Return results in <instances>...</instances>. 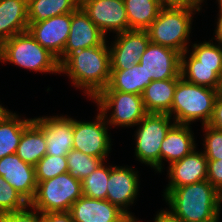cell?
Returning <instances> with one entry per match:
<instances>
[{
	"label": "cell",
	"instance_id": "25",
	"mask_svg": "<svg viewBox=\"0 0 222 222\" xmlns=\"http://www.w3.org/2000/svg\"><path fill=\"white\" fill-rule=\"evenodd\" d=\"M33 120L21 119L8 109L0 117V159L16 153L24 128Z\"/></svg>",
	"mask_w": 222,
	"mask_h": 222
},
{
	"label": "cell",
	"instance_id": "43",
	"mask_svg": "<svg viewBox=\"0 0 222 222\" xmlns=\"http://www.w3.org/2000/svg\"><path fill=\"white\" fill-rule=\"evenodd\" d=\"M6 110H7V109L4 108V106H2V105L0 104V117L3 115V113H4Z\"/></svg>",
	"mask_w": 222,
	"mask_h": 222
},
{
	"label": "cell",
	"instance_id": "21",
	"mask_svg": "<svg viewBox=\"0 0 222 222\" xmlns=\"http://www.w3.org/2000/svg\"><path fill=\"white\" fill-rule=\"evenodd\" d=\"M28 0H0V44L28 30Z\"/></svg>",
	"mask_w": 222,
	"mask_h": 222
},
{
	"label": "cell",
	"instance_id": "1",
	"mask_svg": "<svg viewBox=\"0 0 222 222\" xmlns=\"http://www.w3.org/2000/svg\"><path fill=\"white\" fill-rule=\"evenodd\" d=\"M163 196L183 222H219L222 194L207 180L166 188Z\"/></svg>",
	"mask_w": 222,
	"mask_h": 222
},
{
	"label": "cell",
	"instance_id": "38",
	"mask_svg": "<svg viewBox=\"0 0 222 222\" xmlns=\"http://www.w3.org/2000/svg\"><path fill=\"white\" fill-rule=\"evenodd\" d=\"M42 222H74L71 213L66 212H46L42 213Z\"/></svg>",
	"mask_w": 222,
	"mask_h": 222
},
{
	"label": "cell",
	"instance_id": "4",
	"mask_svg": "<svg viewBox=\"0 0 222 222\" xmlns=\"http://www.w3.org/2000/svg\"><path fill=\"white\" fill-rule=\"evenodd\" d=\"M219 91L190 83L182 77L175 89L171 110L167 113L177 124H191L202 120V125L210 122ZM175 114V115H174Z\"/></svg>",
	"mask_w": 222,
	"mask_h": 222
},
{
	"label": "cell",
	"instance_id": "35",
	"mask_svg": "<svg viewBox=\"0 0 222 222\" xmlns=\"http://www.w3.org/2000/svg\"><path fill=\"white\" fill-rule=\"evenodd\" d=\"M29 208L30 206L17 212L3 214L0 216V222H42V213Z\"/></svg>",
	"mask_w": 222,
	"mask_h": 222
},
{
	"label": "cell",
	"instance_id": "20",
	"mask_svg": "<svg viewBox=\"0 0 222 222\" xmlns=\"http://www.w3.org/2000/svg\"><path fill=\"white\" fill-rule=\"evenodd\" d=\"M191 126L175 123L167 132L162 141L160 150V173L162 171V160L168 161L169 165L181 160L196 148V141Z\"/></svg>",
	"mask_w": 222,
	"mask_h": 222
},
{
	"label": "cell",
	"instance_id": "34",
	"mask_svg": "<svg viewBox=\"0 0 222 222\" xmlns=\"http://www.w3.org/2000/svg\"><path fill=\"white\" fill-rule=\"evenodd\" d=\"M205 130L203 140V154L207 160H220L222 158V130L215 129L208 124L202 125Z\"/></svg>",
	"mask_w": 222,
	"mask_h": 222
},
{
	"label": "cell",
	"instance_id": "24",
	"mask_svg": "<svg viewBox=\"0 0 222 222\" xmlns=\"http://www.w3.org/2000/svg\"><path fill=\"white\" fill-rule=\"evenodd\" d=\"M16 154L33 166L46 155L44 131L34 120L24 128Z\"/></svg>",
	"mask_w": 222,
	"mask_h": 222
},
{
	"label": "cell",
	"instance_id": "13",
	"mask_svg": "<svg viewBox=\"0 0 222 222\" xmlns=\"http://www.w3.org/2000/svg\"><path fill=\"white\" fill-rule=\"evenodd\" d=\"M109 46L111 70L130 69L140 62L150 43L147 30H127L116 35Z\"/></svg>",
	"mask_w": 222,
	"mask_h": 222
},
{
	"label": "cell",
	"instance_id": "42",
	"mask_svg": "<svg viewBox=\"0 0 222 222\" xmlns=\"http://www.w3.org/2000/svg\"><path fill=\"white\" fill-rule=\"evenodd\" d=\"M119 222H140V220L136 219V217H134V215L128 214Z\"/></svg>",
	"mask_w": 222,
	"mask_h": 222
},
{
	"label": "cell",
	"instance_id": "26",
	"mask_svg": "<svg viewBox=\"0 0 222 222\" xmlns=\"http://www.w3.org/2000/svg\"><path fill=\"white\" fill-rule=\"evenodd\" d=\"M130 30H147L165 5L162 0H124Z\"/></svg>",
	"mask_w": 222,
	"mask_h": 222
},
{
	"label": "cell",
	"instance_id": "32",
	"mask_svg": "<svg viewBox=\"0 0 222 222\" xmlns=\"http://www.w3.org/2000/svg\"><path fill=\"white\" fill-rule=\"evenodd\" d=\"M29 207V202L0 176V216Z\"/></svg>",
	"mask_w": 222,
	"mask_h": 222
},
{
	"label": "cell",
	"instance_id": "18",
	"mask_svg": "<svg viewBox=\"0 0 222 222\" xmlns=\"http://www.w3.org/2000/svg\"><path fill=\"white\" fill-rule=\"evenodd\" d=\"M208 160L196 148L181 160L169 165V183L166 188L182 187L207 180Z\"/></svg>",
	"mask_w": 222,
	"mask_h": 222
},
{
	"label": "cell",
	"instance_id": "3",
	"mask_svg": "<svg viewBox=\"0 0 222 222\" xmlns=\"http://www.w3.org/2000/svg\"><path fill=\"white\" fill-rule=\"evenodd\" d=\"M200 10L190 5L165 4L147 29L150 42L183 54L189 50L187 40H190L193 14Z\"/></svg>",
	"mask_w": 222,
	"mask_h": 222
},
{
	"label": "cell",
	"instance_id": "5",
	"mask_svg": "<svg viewBox=\"0 0 222 222\" xmlns=\"http://www.w3.org/2000/svg\"><path fill=\"white\" fill-rule=\"evenodd\" d=\"M0 61L41 73H59L58 59L24 31L0 44Z\"/></svg>",
	"mask_w": 222,
	"mask_h": 222
},
{
	"label": "cell",
	"instance_id": "31",
	"mask_svg": "<svg viewBox=\"0 0 222 222\" xmlns=\"http://www.w3.org/2000/svg\"><path fill=\"white\" fill-rule=\"evenodd\" d=\"M68 172L66 156L45 155L35 165L36 182L45 181Z\"/></svg>",
	"mask_w": 222,
	"mask_h": 222
},
{
	"label": "cell",
	"instance_id": "17",
	"mask_svg": "<svg viewBox=\"0 0 222 222\" xmlns=\"http://www.w3.org/2000/svg\"><path fill=\"white\" fill-rule=\"evenodd\" d=\"M0 176H2L29 203L33 200L37 182L35 166L24 162L16 153L0 159Z\"/></svg>",
	"mask_w": 222,
	"mask_h": 222
},
{
	"label": "cell",
	"instance_id": "12",
	"mask_svg": "<svg viewBox=\"0 0 222 222\" xmlns=\"http://www.w3.org/2000/svg\"><path fill=\"white\" fill-rule=\"evenodd\" d=\"M139 63L146 73V80L181 78V53L172 48L150 42Z\"/></svg>",
	"mask_w": 222,
	"mask_h": 222
},
{
	"label": "cell",
	"instance_id": "8",
	"mask_svg": "<svg viewBox=\"0 0 222 222\" xmlns=\"http://www.w3.org/2000/svg\"><path fill=\"white\" fill-rule=\"evenodd\" d=\"M98 109L106 117L108 125L133 127L148 114L142 95L125 93L116 90H102L93 99ZM109 110H113L108 117ZM108 117V119H107Z\"/></svg>",
	"mask_w": 222,
	"mask_h": 222
},
{
	"label": "cell",
	"instance_id": "15",
	"mask_svg": "<svg viewBox=\"0 0 222 222\" xmlns=\"http://www.w3.org/2000/svg\"><path fill=\"white\" fill-rule=\"evenodd\" d=\"M105 42H107L106 35L89 19L87 13L79 6L71 13V26L64 47V60L75 51L97 47Z\"/></svg>",
	"mask_w": 222,
	"mask_h": 222
},
{
	"label": "cell",
	"instance_id": "11",
	"mask_svg": "<svg viewBox=\"0 0 222 222\" xmlns=\"http://www.w3.org/2000/svg\"><path fill=\"white\" fill-rule=\"evenodd\" d=\"M80 6L105 35L130 30L124 0H80Z\"/></svg>",
	"mask_w": 222,
	"mask_h": 222
},
{
	"label": "cell",
	"instance_id": "7",
	"mask_svg": "<svg viewBox=\"0 0 222 222\" xmlns=\"http://www.w3.org/2000/svg\"><path fill=\"white\" fill-rule=\"evenodd\" d=\"M165 113H148L137 125L135 156L160 173L161 144L169 129L175 124Z\"/></svg>",
	"mask_w": 222,
	"mask_h": 222
},
{
	"label": "cell",
	"instance_id": "22",
	"mask_svg": "<svg viewBox=\"0 0 222 222\" xmlns=\"http://www.w3.org/2000/svg\"><path fill=\"white\" fill-rule=\"evenodd\" d=\"M181 54L180 75L186 81L221 91L222 66L197 65V58L190 52Z\"/></svg>",
	"mask_w": 222,
	"mask_h": 222
},
{
	"label": "cell",
	"instance_id": "41",
	"mask_svg": "<svg viewBox=\"0 0 222 222\" xmlns=\"http://www.w3.org/2000/svg\"><path fill=\"white\" fill-rule=\"evenodd\" d=\"M219 18H218V21L216 22L217 23V26H216V29L214 30L215 31V41H217L218 43H221L222 44V11H219V14H218Z\"/></svg>",
	"mask_w": 222,
	"mask_h": 222
},
{
	"label": "cell",
	"instance_id": "28",
	"mask_svg": "<svg viewBox=\"0 0 222 222\" xmlns=\"http://www.w3.org/2000/svg\"><path fill=\"white\" fill-rule=\"evenodd\" d=\"M80 6V0H28V22L72 13Z\"/></svg>",
	"mask_w": 222,
	"mask_h": 222
},
{
	"label": "cell",
	"instance_id": "27",
	"mask_svg": "<svg viewBox=\"0 0 222 222\" xmlns=\"http://www.w3.org/2000/svg\"><path fill=\"white\" fill-rule=\"evenodd\" d=\"M151 80H146V73L140 63L130 69L111 70L109 85L104 90H116L142 95Z\"/></svg>",
	"mask_w": 222,
	"mask_h": 222
},
{
	"label": "cell",
	"instance_id": "16",
	"mask_svg": "<svg viewBox=\"0 0 222 222\" xmlns=\"http://www.w3.org/2000/svg\"><path fill=\"white\" fill-rule=\"evenodd\" d=\"M44 131L46 154L66 156L73 149V118L68 116L35 117L33 119Z\"/></svg>",
	"mask_w": 222,
	"mask_h": 222
},
{
	"label": "cell",
	"instance_id": "2",
	"mask_svg": "<svg viewBox=\"0 0 222 222\" xmlns=\"http://www.w3.org/2000/svg\"><path fill=\"white\" fill-rule=\"evenodd\" d=\"M60 73H65L75 87L93 100L110 82L111 62L109 45L81 49L71 53L61 64Z\"/></svg>",
	"mask_w": 222,
	"mask_h": 222
},
{
	"label": "cell",
	"instance_id": "37",
	"mask_svg": "<svg viewBox=\"0 0 222 222\" xmlns=\"http://www.w3.org/2000/svg\"><path fill=\"white\" fill-rule=\"evenodd\" d=\"M208 125L215 129L222 130V90L219 91L216 98L213 115Z\"/></svg>",
	"mask_w": 222,
	"mask_h": 222
},
{
	"label": "cell",
	"instance_id": "44",
	"mask_svg": "<svg viewBox=\"0 0 222 222\" xmlns=\"http://www.w3.org/2000/svg\"><path fill=\"white\" fill-rule=\"evenodd\" d=\"M218 1V3H219V11H222V0H217Z\"/></svg>",
	"mask_w": 222,
	"mask_h": 222
},
{
	"label": "cell",
	"instance_id": "9",
	"mask_svg": "<svg viewBox=\"0 0 222 222\" xmlns=\"http://www.w3.org/2000/svg\"><path fill=\"white\" fill-rule=\"evenodd\" d=\"M95 121H78L73 119V149L86 155L101 158L109 156L111 139L108 134L106 117L99 110Z\"/></svg>",
	"mask_w": 222,
	"mask_h": 222
},
{
	"label": "cell",
	"instance_id": "30",
	"mask_svg": "<svg viewBox=\"0 0 222 222\" xmlns=\"http://www.w3.org/2000/svg\"><path fill=\"white\" fill-rule=\"evenodd\" d=\"M66 158L68 173L78 180L90 175L103 162L101 158L86 155L75 149L70 150Z\"/></svg>",
	"mask_w": 222,
	"mask_h": 222
},
{
	"label": "cell",
	"instance_id": "33",
	"mask_svg": "<svg viewBox=\"0 0 222 222\" xmlns=\"http://www.w3.org/2000/svg\"><path fill=\"white\" fill-rule=\"evenodd\" d=\"M211 41L192 45L191 53L197 58V65L222 66V44Z\"/></svg>",
	"mask_w": 222,
	"mask_h": 222
},
{
	"label": "cell",
	"instance_id": "14",
	"mask_svg": "<svg viewBox=\"0 0 222 222\" xmlns=\"http://www.w3.org/2000/svg\"><path fill=\"white\" fill-rule=\"evenodd\" d=\"M138 171L131 167L110 166V174L107 182L106 200L118 206L127 215L129 206L134 203L139 191Z\"/></svg>",
	"mask_w": 222,
	"mask_h": 222
},
{
	"label": "cell",
	"instance_id": "40",
	"mask_svg": "<svg viewBox=\"0 0 222 222\" xmlns=\"http://www.w3.org/2000/svg\"><path fill=\"white\" fill-rule=\"evenodd\" d=\"M164 4H174V5H190L198 9H201V3L204 0H162Z\"/></svg>",
	"mask_w": 222,
	"mask_h": 222
},
{
	"label": "cell",
	"instance_id": "29",
	"mask_svg": "<svg viewBox=\"0 0 222 222\" xmlns=\"http://www.w3.org/2000/svg\"><path fill=\"white\" fill-rule=\"evenodd\" d=\"M110 174V165H104V161L82 182L83 196L91 199L106 200L107 182Z\"/></svg>",
	"mask_w": 222,
	"mask_h": 222
},
{
	"label": "cell",
	"instance_id": "10",
	"mask_svg": "<svg viewBox=\"0 0 222 222\" xmlns=\"http://www.w3.org/2000/svg\"><path fill=\"white\" fill-rule=\"evenodd\" d=\"M70 26L71 13H66L39 22H29L28 31L61 64L64 61V47L68 39Z\"/></svg>",
	"mask_w": 222,
	"mask_h": 222
},
{
	"label": "cell",
	"instance_id": "23",
	"mask_svg": "<svg viewBox=\"0 0 222 222\" xmlns=\"http://www.w3.org/2000/svg\"><path fill=\"white\" fill-rule=\"evenodd\" d=\"M180 78L151 81L142 93L148 113H165L171 110L177 82Z\"/></svg>",
	"mask_w": 222,
	"mask_h": 222
},
{
	"label": "cell",
	"instance_id": "19",
	"mask_svg": "<svg viewBox=\"0 0 222 222\" xmlns=\"http://www.w3.org/2000/svg\"><path fill=\"white\" fill-rule=\"evenodd\" d=\"M69 212L74 222H119L127 215L108 200L85 196L73 203Z\"/></svg>",
	"mask_w": 222,
	"mask_h": 222
},
{
	"label": "cell",
	"instance_id": "39",
	"mask_svg": "<svg viewBox=\"0 0 222 222\" xmlns=\"http://www.w3.org/2000/svg\"><path fill=\"white\" fill-rule=\"evenodd\" d=\"M154 222H183L179 217L174 215L170 210H161L157 213Z\"/></svg>",
	"mask_w": 222,
	"mask_h": 222
},
{
	"label": "cell",
	"instance_id": "6",
	"mask_svg": "<svg viewBox=\"0 0 222 222\" xmlns=\"http://www.w3.org/2000/svg\"><path fill=\"white\" fill-rule=\"evenodd\" d=\"M83 196L82 182L68 172L54 178L37 182V189L30 209L40 213L66 212Z\"/></svg>",
	"mask_w": 222,
	"mask_h": 222
},
{
	"label": "cell",
	"instance_id": "36",
	"mask_svg": "<svg viewBox=\"0 0 222 222\" xmlns=\"http://www.w3.org/2000/svg\"><path fill=\"white\" fill-rule=\"evenodd\" d=\"M207 181L222 194V158L220 160H208Z\"/></svg>",
	"mask_w": 222,
	"mask_h": 222
}]
</instances>
